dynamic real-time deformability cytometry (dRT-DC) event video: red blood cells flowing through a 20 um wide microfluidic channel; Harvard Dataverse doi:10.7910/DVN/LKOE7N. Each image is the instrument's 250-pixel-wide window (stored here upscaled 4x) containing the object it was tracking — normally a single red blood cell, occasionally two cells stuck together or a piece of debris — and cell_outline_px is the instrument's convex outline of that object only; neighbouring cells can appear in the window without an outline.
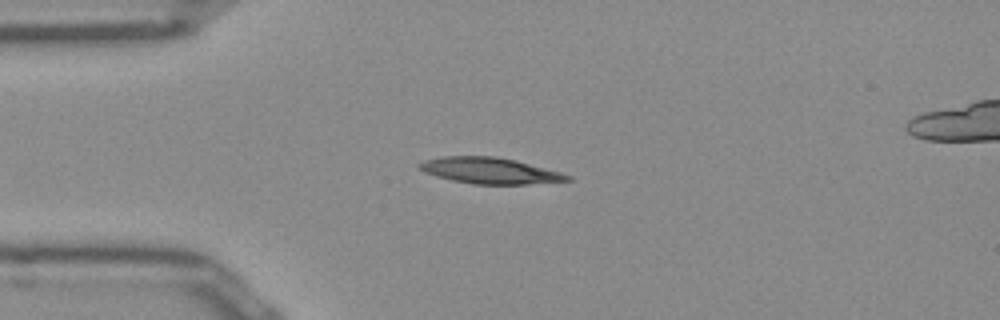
{"species": "Egyptian fruit bat (a non-hibernating species)", "species_latin": "Rousettus aegyptiacus", "temperature_condition": "room temperature", "stored_images_in_passage": 41, "segment_of_instrument_passage": [1, 2], "camera_frame_rate_fps": 3000, "um_per_image_px": 0.085, "frame": {"image": 1, "passage_image": 1, "time_ms": 0.0, "image_size_px": [1000, 320], "cell_outline_px": [[572, 180], [528, 184], [472, 184], [452, 180], [436, 176], [424, 172], [416, 164], [424, 160], [444, 156], [496, 156], [516, 160], [560, 172], [572, 176]], "centroid_in_image_um": [41.62, 14.5], "position_along_channel_um": 43.4, "area_um2": 22.48}}
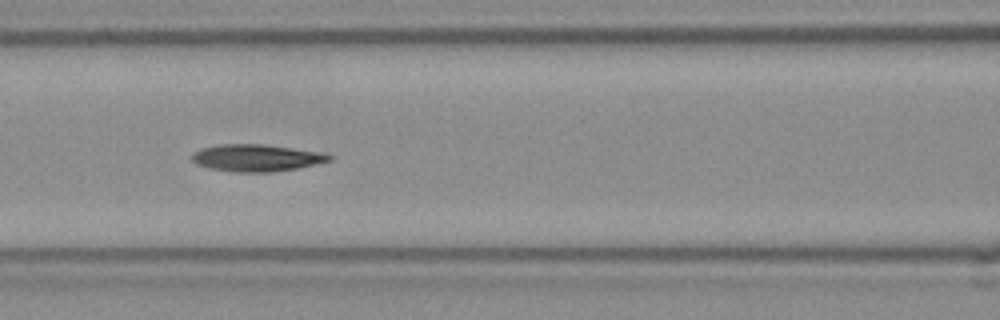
{"frame": {"image": 2, "passage_image": 10, "time_ms": 3.0, "image_size_px": [1000, 320], "cell_outline_px": [[332, 160], [296, 168], [272, 172], [232, 172], [208, 168], [196, 164], [188, 156], [192, 152], [200, 148], [220, 144], [264, 144], [324, 152], [332, 156]], "centroid_in_image_um": [21.74, 13.41], "position_along_channel_um": 144.9, "area_um2": 21.91}}
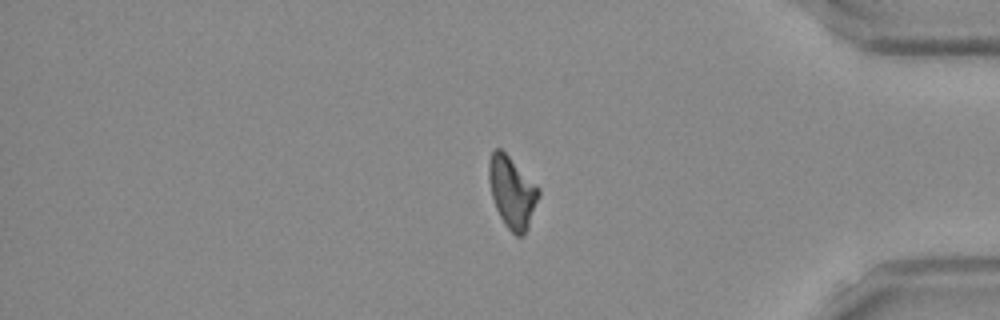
{"frame": {"image": 3, "passage_image": 31, "time_ms": 10.0, "image_size_px": [1000, 320], "cell_outline_px": [[540, 196], [528, 228], [524, 236], [516, 236], [504, 224], [496, 208], [492, 196], [488, 180], [488, 164], [492, 152], [496, 148], [500, 148], [540, 188]], "centroid_in_image_um": [43.54, 16.36], "position_along_channel_um": 391.7, "area_um2": 20.69}}